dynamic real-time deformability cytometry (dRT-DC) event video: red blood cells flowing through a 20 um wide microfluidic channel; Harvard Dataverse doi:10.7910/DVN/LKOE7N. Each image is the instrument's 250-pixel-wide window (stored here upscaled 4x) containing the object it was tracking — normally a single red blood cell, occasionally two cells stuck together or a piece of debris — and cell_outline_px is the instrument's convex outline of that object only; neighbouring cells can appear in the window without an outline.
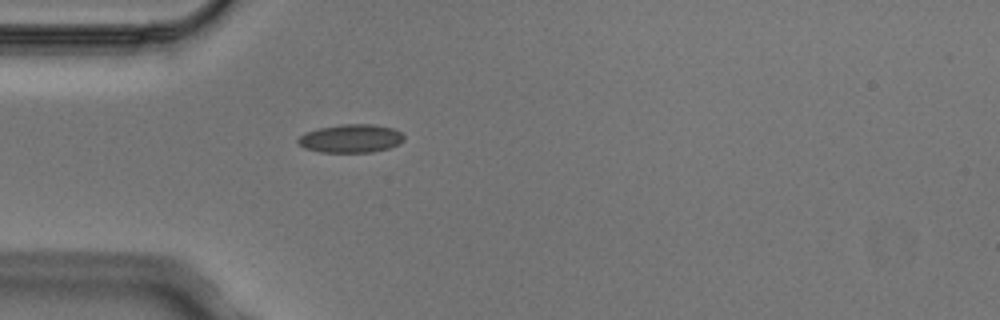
{"species": "Egyptian fruit bat (a non-hibernating species)", "species_latin": "Rousettus aegyptiacus", "temperature_condition": "cold", "stored_images_in_passage": 1, "camera_frame_rate_fps": 3000, "um_per_image_px": 0.085, "animal": {"sex": "male"}, "frame": {"image": 1, "passage_image": 1, "time_ms": 0.0, "image_size_px": [1000, 320], "cell_outline_px": [[404, 140], [388, 148], [372, 152], [320, 152], [304, 148], [296, 140], [300, 136], [308, 132], [320, 128], [344, 124], [372, 124], [392, 128], [400, 132], [404, 136]], "centroid_in_image_um": [29.82, 11.77], "position_along_channel_um": 55.2, "area_um2": 17.22}}